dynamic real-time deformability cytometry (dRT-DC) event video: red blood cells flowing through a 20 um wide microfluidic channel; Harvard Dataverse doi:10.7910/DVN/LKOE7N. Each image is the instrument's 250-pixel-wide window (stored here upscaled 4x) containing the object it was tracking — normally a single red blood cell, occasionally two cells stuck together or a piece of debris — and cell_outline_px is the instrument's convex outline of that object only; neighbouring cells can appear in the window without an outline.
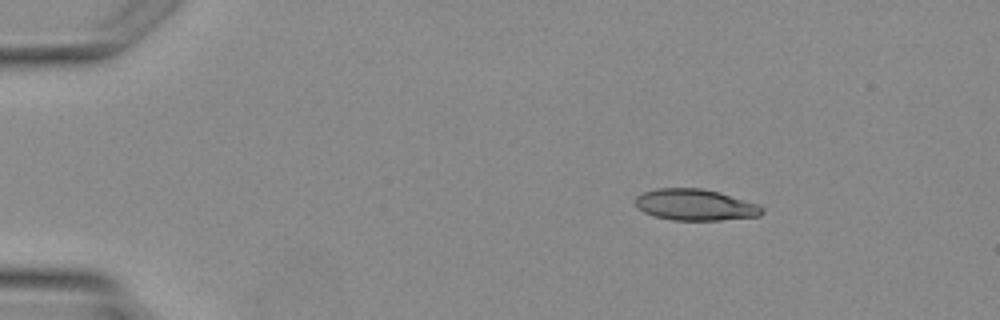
{"species": "Egyptian fruit bat (a non-hibernating species)", "species_latin": "Rousettus aegyptiacus", "temperature_condition": "warm", "stored_images_in_passage": 2, "camera_frame_rate_fps": 3000, "um_per_image_px": 0.085, "animal": {"sex": "female"}, "frame": {"image": 1, "passage_image": 1, "time_ms": 0.0, "image_size_px": [1000, 320], "cell_outline_px": [[764, 212], [760, 216], [720, 220], [672, 220], [652, 216], [636, 208], [636, 196], [644, 192], [656, 188], [700, 188], [720, 192], [756, 204], [764, 208]], "centroid_in_image_um": [59.07, 17.41], "position_along_channel_um": 25.9, "area_um2": 23.18}}